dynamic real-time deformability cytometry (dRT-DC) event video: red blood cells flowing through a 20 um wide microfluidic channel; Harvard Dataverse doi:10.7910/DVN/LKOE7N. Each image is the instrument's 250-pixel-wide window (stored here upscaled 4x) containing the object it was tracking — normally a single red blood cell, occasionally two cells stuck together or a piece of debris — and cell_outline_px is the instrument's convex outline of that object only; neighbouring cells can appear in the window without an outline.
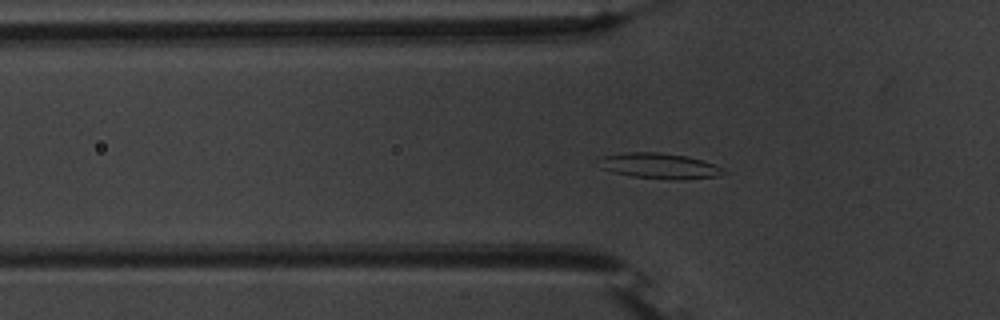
{"species": "common noctule bat (a hibernating species)", "species_latin": "Nyctalus noctula", "temperature_condition": "warm", "stored_images_in_passage": 55, "camera_frame_rate_fps": 3000, "um_per_image_px": 0.085, "animal": {"sex": "male", "body_mass_g": 20.1, "forearm_length_mm": 53.5}, "frame": {"image": 1, "passage_image": 19, "time_ms": 6.0, "image_size_px": [1000, 320], "cell_outline_px": [[728, 172], [720, 176], [684, 180], [676, 180], [632, 176], [600, 168], [604, 156], [624, 152], [660, 152], [688, 156], [716, 164], [724, 168]], "centroid_in_image_um": [56.19, 14.1], "position_along_channel_um": 69.6, "area_um2": 18.61}}
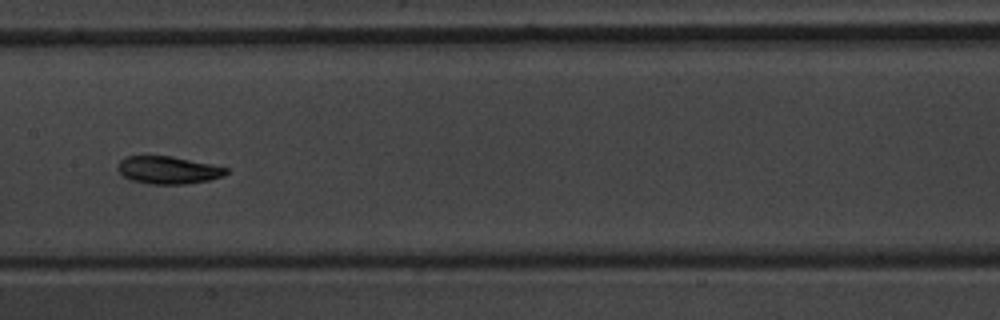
{"frame": {"image": 2, "passage_image": 29, "time_ms": 9.333, "image_size_px": [1000, 320], "cell_outline_px": [[228, 172], [224, 176], [208, 180], [184, 184], [148, 184], [132, 180], [124, 176], [116, 168], [120, 160], [124, 156], [172, 156], [228, 168]], "centroid_in_image_um": [14.27, 14.45], "position_along_channel_um": 193.1, "area_um2": 17.34}}
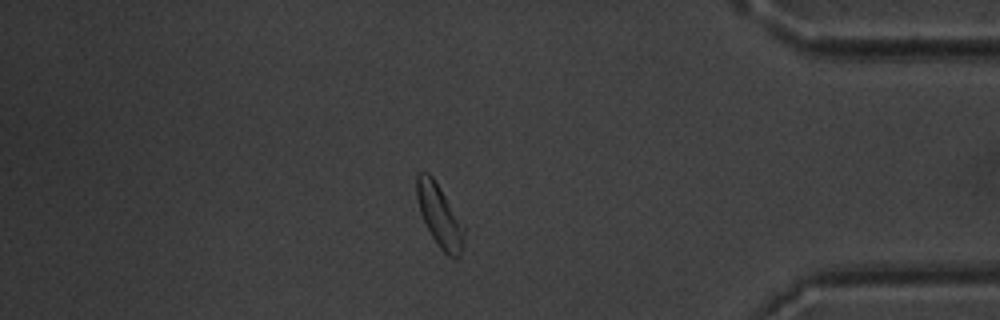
{"frame": {"image": 3, "passage_image": 48, "time_ms": 15.667, "image_size_px": [1000, 320], "cell_outline_px": [[464, 236], [460, 256], [456, 260], [448, 256], [440, 248], [432, 236], [420, 212], [416, 196], [416, 176], [420, 172], [428, 172], [432, 176], [464, 224]], "centroid_in_image_um": [37.37, 18.34], "position_along_channel_um": 397.8, "area_um2": 17.11}, "authors_computed_cell_mechanics": {"area_um2": 17.8024, "velocity_mm_per_s": 3.6914, "shape_relaxation_time_tau1_ms": 2.2015, "shape_relaxation_time_tau2_ms": 5.4668, "deformation_change_tau1": 0.138, "deformation_change_tau2": 0.129}}